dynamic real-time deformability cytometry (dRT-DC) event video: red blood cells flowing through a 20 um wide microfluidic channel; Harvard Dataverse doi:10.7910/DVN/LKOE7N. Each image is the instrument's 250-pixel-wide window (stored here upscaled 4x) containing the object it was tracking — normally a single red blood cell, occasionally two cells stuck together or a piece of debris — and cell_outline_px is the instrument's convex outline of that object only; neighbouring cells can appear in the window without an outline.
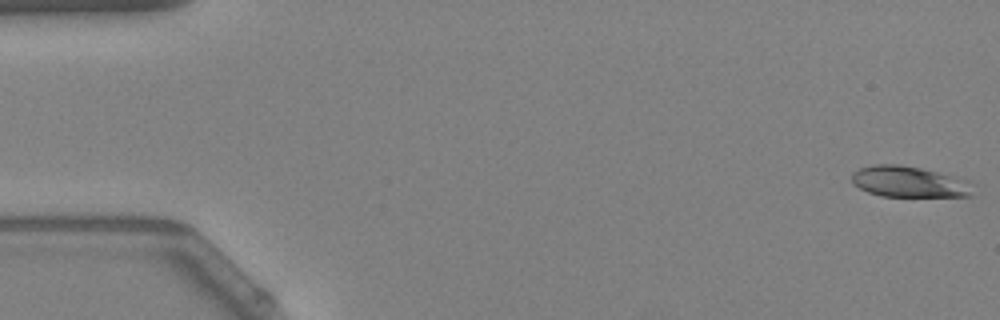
{"species": "Egyptian fruit bat (a non-hibernating species)", "species_latin": "Rousettus aegyptiacus", "temperature_condition": "warm", "stored_images_in_passage": 53, "camera_frame_rate_fps": 3000, "um_per_image_px": 0.085, "animal": {"sex": "female"}, "frame": {"image": 1, "passage_image": 1, "time_ms": 0.0, "image_size_px": [1000, 320], "cell_outline_px": [[972, 196], [880, 196], [868, 192], [860, 188], [852, 180], [852, 172], [860, 168], [872, 164], [896, 164], [920, 168], [968, 180]], "centroid_in_image_um": [77.21, 15.45], "position_along_channel_um": 7.8, "area_um2": 21.5}}
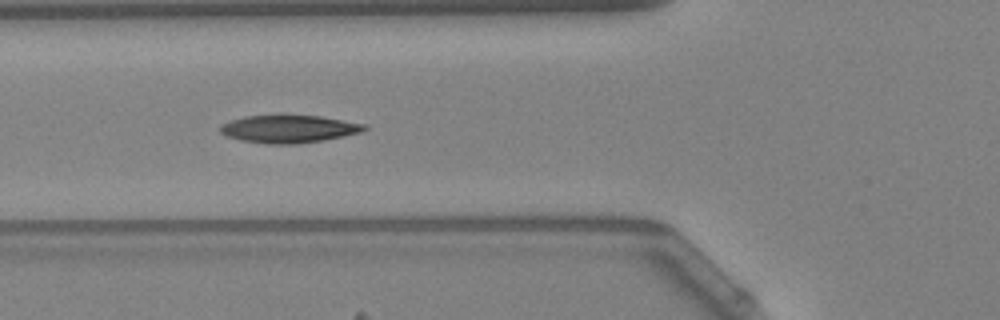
{"frame": {"image": 2, "passage_image": 20, "time_ms": 6.333, "image_size_px": [1000, 320], "cell_outline_px": [[368, 128], [364, 132], [324, 140], [296, 144], [268, 144], [240, 140], [228, 136], [220, 132], [220, 124], [244, 116], [320, 116], [368, 124]], "centroid_in_image_um": [24.6, 10.97], "position_along_channel_um": 101.2, "area_um2": 23.24}}
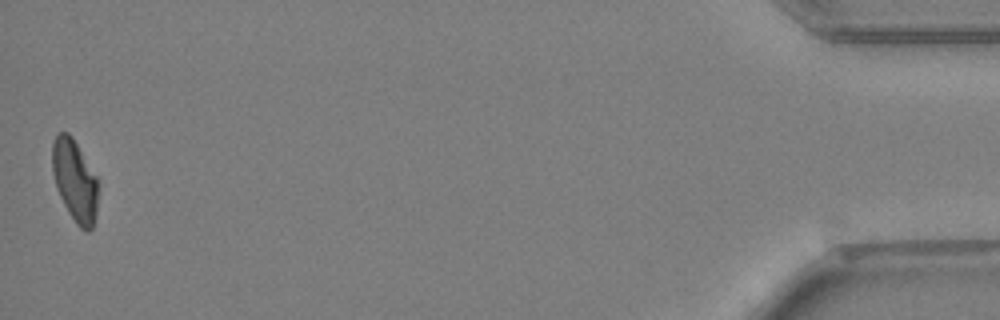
{"frame": {"image": 3, "passage_image": 53, "time_ms": 17.333, "image_size_px": [1000, 320], "cell_outline_px": [[96, 212], [92, 228], [88, 232], [80, 228], [76, 224], [68, 212], [60, 196], [52, 172], [52, 140], [60, 132], [68, 132], [72, 136], [96, 176]], "centroid_in_image_um": [6.33, 15.34], "position_along_channel_um": 428.9, "area_um2": 21.44}, "authors_computed_cell_mechanics": {"area_um2": 22.7154, "velocity_mm_per_s": 3.8404, "shape_relaxation_time_tau1_ms": 6.1293, "shape_relaxation_time_tau2_ms": 3.7684, "deformation_change_tau1": 0.1776, "deformation_change_tau2": 0.1069}}